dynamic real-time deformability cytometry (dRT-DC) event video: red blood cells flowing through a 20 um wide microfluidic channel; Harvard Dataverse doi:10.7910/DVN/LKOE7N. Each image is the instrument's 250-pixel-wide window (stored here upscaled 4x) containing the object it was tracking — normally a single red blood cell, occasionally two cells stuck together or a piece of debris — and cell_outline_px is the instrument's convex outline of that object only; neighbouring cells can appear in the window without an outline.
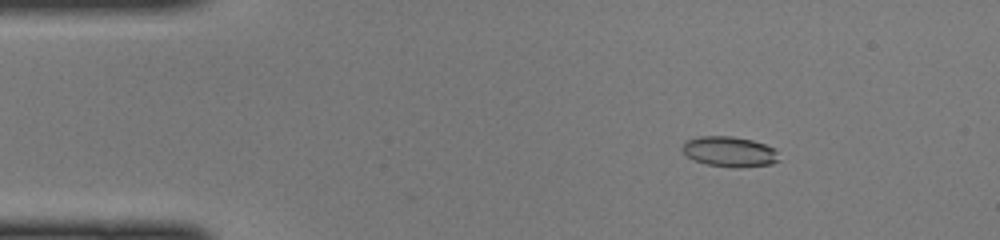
{"species": "common noctule bat (a hibernating species)", "species_latin": "Nyctalus noctula", "temperature_condition": "cold", "stored_images_in_passage": 47, "camera_frame_rate_fps": 3000, "um_per_image_px": 0.085, "animal": {"sex": "female", "body_mass_g": 22.0, "forearm_length_mm": 56.7}, "frame": {"image": 1, "passage_image": 7, "time_ms": 2.0, "image_size_px": [1000, 240], "cell_outline_px": [[780, 160], [772, 164], [740, 168], [736, 168], [708, 164], [692, 160], [680, 148], [684, 140], [696, 136], [732, 136], [752, 140], [776, 148]], "centroid_in_image_um": [62.0, 12.88], "position_along_channel_um": 23.0, "area_um2": 17.4}}
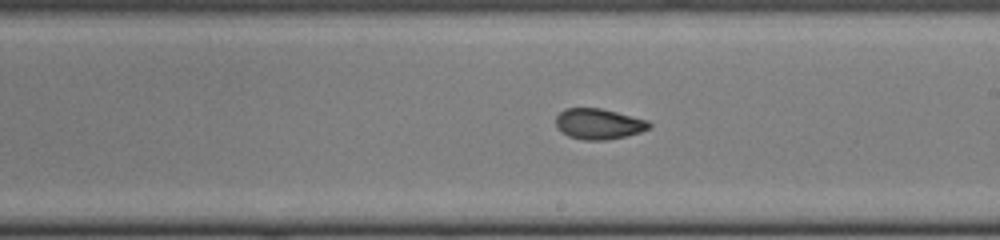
{"frame": {"image": 2, "passage_image": 27, "time_ms": 8.667, "image_size_px": [1000, 240], "cell_outline_px": [[652, 128], [640, 132], [624, 136], [604, 140], [584, 140], [568, 136], [560, 132], [556, 128], [556, 116], [564, 108], [600, 108], [648, 120], [652, 124]], "centroid_in_image_um": [50.87, 10.53], "position_along_channel_um": 238.1, "area_um2": 16.76}}
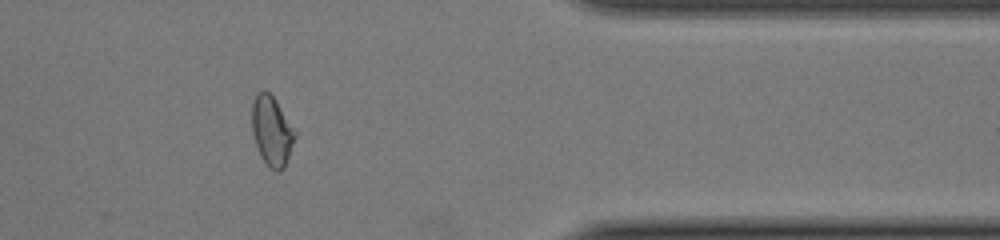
{"frame": {"image": 3, "passage_image": 39, "time_ms": 12.667, "image_size_px": [1000, 240], "cell_outline_px": [[296, 136], [288, 160], [284, 168], [280, 172], [276, 172], [268, 168], [260, 156], [252, 132], [252, 104], [256, 92], [260, 88], [264, 88], [276, 100], [296, 132]], "centroid_in_image_um": [23.09, 11.14], "position_along_channel_um": 388.3, "area_um2": 17.8}}